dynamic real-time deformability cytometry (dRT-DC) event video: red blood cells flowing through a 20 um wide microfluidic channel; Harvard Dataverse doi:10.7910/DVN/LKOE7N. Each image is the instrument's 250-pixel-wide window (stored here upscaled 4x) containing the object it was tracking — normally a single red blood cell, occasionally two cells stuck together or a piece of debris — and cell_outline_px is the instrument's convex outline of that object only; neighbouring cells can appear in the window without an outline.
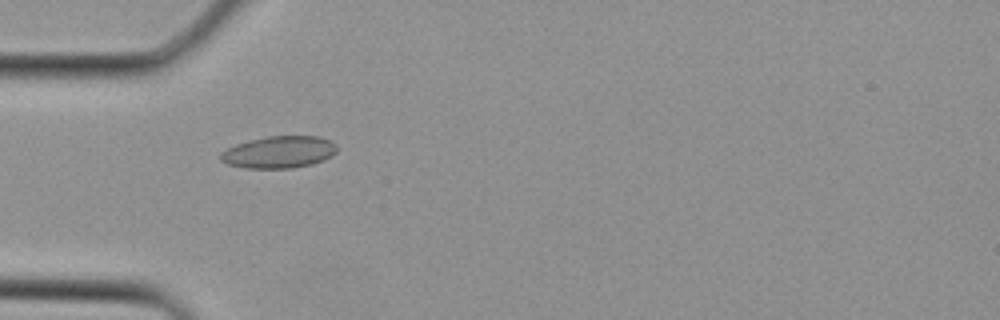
{"species": "Egyptian fruit bat (a non-hibernating species)", "species_latin": "Rousettus aegyptiacus", "temperature_condition": "cold", "stored_images_in_passage": 2, "camera_frame_rate_fps": 3000, "um_per_image_px": 0.085, "animal": {"sex": "female"}, "frame": {"image": 1, "passage_image": 1, "time_ms": 0.0, "image_size_px": [1000, 320], "cell_outline_px": [[336, 152], [332, 156], [324, 160], [312, 164], [292, 168], [244, 168], [228, 164], [220, 160], [220, 152], [236, 144], [248, 140], [268, 136], [320, 136], [336, 144]], "centroid_in_image_um": [23.71, 12.93], "position_along_channel_um": 61.3, "area_um2": 21.79}}